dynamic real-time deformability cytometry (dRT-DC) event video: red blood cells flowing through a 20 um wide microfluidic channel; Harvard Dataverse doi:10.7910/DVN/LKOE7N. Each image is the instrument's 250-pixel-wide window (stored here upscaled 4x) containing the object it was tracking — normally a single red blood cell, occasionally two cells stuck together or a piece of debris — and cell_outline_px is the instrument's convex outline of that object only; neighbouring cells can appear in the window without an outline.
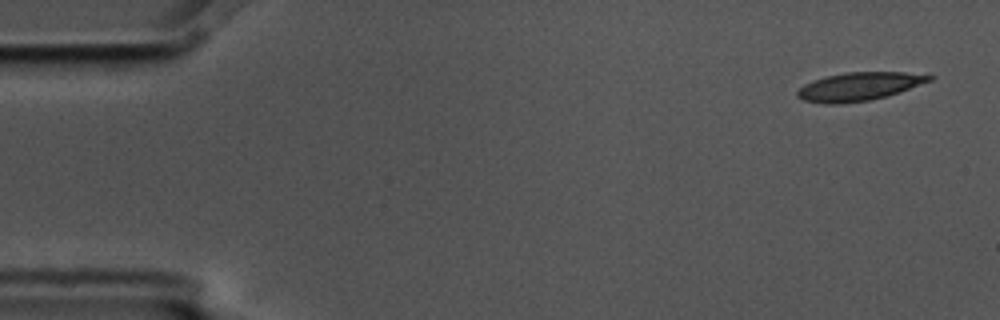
{"species": "common noctule bat (a hibernating species)", "species_latin": "Nyctalus noctula", "temperature_condition": "cold", "stored_images_in_passage": 4, "camera_frame_rate_fps": 3000, "um_per_image_px": 0.085, "animal": {"sex": "male", "body_mass_g": 17.5, "forearm_length_mm": 52.3}, "frame": {"image": 1, "passage_image": 1, "time_ms": 0.0, "image_size_px": [1000, 320], "cell_outline_px": [[936, 76], [932, 80], [884, 96], [868, 100], [840, 104], [824, 104], [804, 100], [796, 96], [796, 92], [804, 84], [812, 80], [828, 76], [848, 72], [904, 72]], "centroid_in_image_um": [72.96, 7.35], "position_along_channel_um": 12.0, "area_um2": 21.39}}